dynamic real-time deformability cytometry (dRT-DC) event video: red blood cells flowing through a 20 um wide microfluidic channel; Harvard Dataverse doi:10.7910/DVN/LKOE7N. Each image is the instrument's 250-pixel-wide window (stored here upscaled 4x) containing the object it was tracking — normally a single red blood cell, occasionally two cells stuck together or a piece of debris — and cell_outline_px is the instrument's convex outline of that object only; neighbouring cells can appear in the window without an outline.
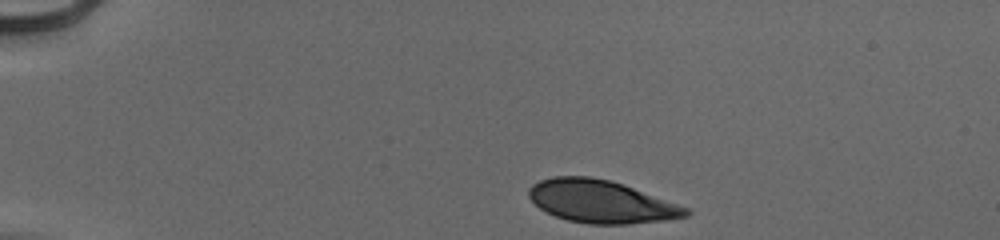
{"species": "human", "species_latin": "Homo sapiens", "temperature_condition": "cold", "stored_images_in_passage": 43, "camera_frame_rate_fps": 3000, "um_per_image_px": 0.085, "donor": {"sex": "male"}, "frame": {"image": 1, "passage_image": 1, "time_ms": 0.0, "image_size_px": [1000, 240], "cell_outline_px": [[692, 212], [688, 216], [664, 220], [628, 224], [588, 224], [568, 220], [556, 216], [540, 208], [528, 196], [528, 188], [532, 184], [540, 180], [552, 176], [588, 176], [608, 180], [624, 184], [688, 208]], "centroid_in_image_um": [51.08, 17.13], "position_along_channel_um": 33.9, "area_um2": 38.9}}
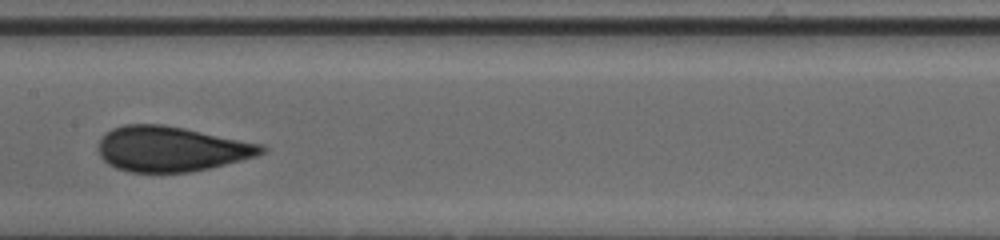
{"frame": {"image": 2, "passage_image": 19, "time_ms": 6.0, "image_size_px": [1000, 240], "cell_outline_px": [[268, 148], [264, 152], [256, 156], [208, 168], [188, 172], [128, 172], [116, 168], [108, 164], [100, 156], [96, 148], [100, 140], [112, 128], [124, 124], [164, 124], [264, 144]], "centroid_in_image_um": [14.54, 12.65], "position_along_channel_um": 192.9, "area_um2": 42.95}}
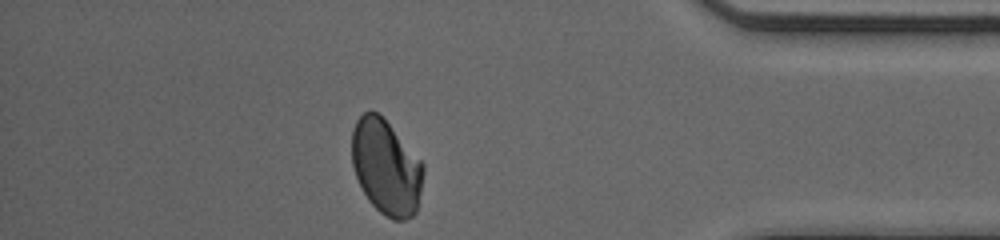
{"frame": {"image": 3, "passage_image": 37, "time_ms": 12.0, "image_size_px": [1000, 240], "cell_outline_px": [[424, 172], [416, 212], [412, 216], [404, 220], [392, 220], [384, 216], [368, 200], [356, 176], [352, 164], [352, 128], [356, 120], [364, 112], [376, 112], [388, 124], [424, 164]], "centroid_in_image_um": [32.81, 14.24], "position_along_channel_um": 402.4, "area_um2": 39.13}, "authors_computed_cell_mechanics": {"area_um2": 41.5582, "velocity_mm_per_s": 3.9408, "shape_relaxation_time_tau1_ms": 8.0816, "shape_relaxation_time_tau2_ms": null, "deformation_change_tau1": 0.1741, "deformation_change_tau2": null}}